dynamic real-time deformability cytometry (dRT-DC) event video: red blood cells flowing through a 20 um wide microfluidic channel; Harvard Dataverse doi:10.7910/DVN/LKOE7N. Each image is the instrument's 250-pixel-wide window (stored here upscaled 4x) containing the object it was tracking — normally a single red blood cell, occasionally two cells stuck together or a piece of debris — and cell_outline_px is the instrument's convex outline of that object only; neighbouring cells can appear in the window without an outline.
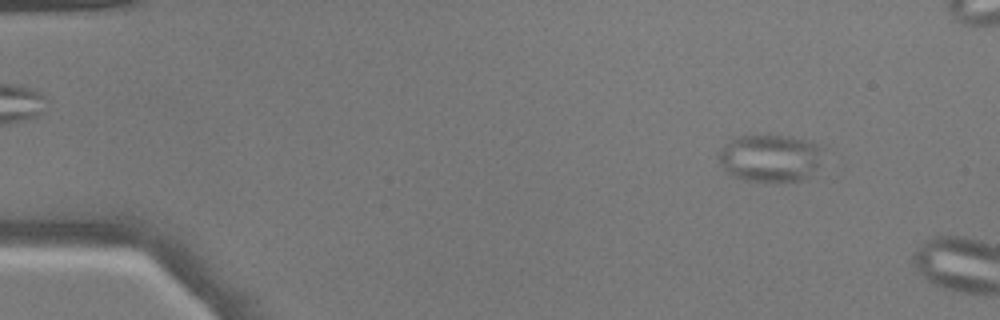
{"species": "common noctule bat (a hibernating species)", "species_latin": "Nyctalus noctula", "temperature_condition": "warm", "stored_images_in_passage": 9, "camera_frame_rate_fps": 3000, "um_per_image_px": 0.085, "animal": {"sex": "male", "body_mass_g": 17.9}, "frame": {"image": 1, "passage_image": 6, "time_ms": 1.667, "image_size_px": [1000, 320], "cell_outline_px": [[824, 148], [820, 164], [816, 168], [800, 180], [776, 184], [764, 184], [744, 180], [728, 172], [720, 164], [716, 156], [716, 152], [732, 136], [788, 136], [812, 140]], "centroid_in_image_um": [65.44, 13.45], "position_along_channel_um": 19.6, "area_um2": 29.82}}